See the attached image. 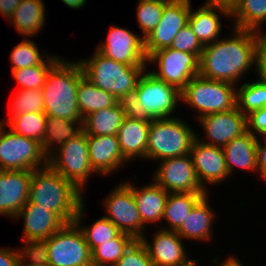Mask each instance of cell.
Here are the masks:
<instances>
[{
  "instance_id": "e0dca14e",
  "label": "cell",
  "mask_w": 266,
  "mask_h": 266,
  "mask_svg": "<svg viewBox=\"0 0 266 266\" xmlns=\"http://www.w3.org/2000/svg\"><path fill=\"white\" fill-rule=\"evenodd\" d=\"M198 137L192 144L190 156L197 179L201 186L207 190L205 183L217 185L227 179L229 173L226 168L223 149L205 144Z\"/></svg>"
},
{
  "instance_id": "2e32d148",
  "label": "cell",
  "mask_w": 266,
  "mask_h": 266,
  "mask_svg": "<svg viewBox=\"0 0 266 266\" xmlns=\"http://www.w3.org/2000/svg\"><path fill=\"white\" fill-rule=\"evenodd\" d=\"M209 141L201 142L223 148L235 137L247 131L246 115L237 106L231 110L208 114L199 118Z\"/></svg>"
},
{
  "instance_id": "db71d44e",
  "label": "cell",
  "mask_w": 266,
  "mask_h": 266,
  "mask_svg": "<svg viewBox=\"0 0 266 266\" xmlns=\"http://www.w3.org/2000/svg\"><path fill=\"white\" fill-rule=\"evenodd\" d=\"M88 266H99V265H95V264H90V265H88Z\"/></svg>"
},
{
  "instance_id": "603a6c76",
  "label": "cell",
  "mask_w": 266,
  "mask_h": 266,
  "mask_svg": "<svg viewBox=\"0 0 266 266\" xmlns=\"http://www.w3.org/2000/svg\"><path fill=\"white\" fill-rule=\"evenodd\" d=\"M150 122H141L125 117L117 137L123 157L128 161L141 157L146 159Z\"/></svg>"
},
{
  "instance_id": "816d5d0a",
  "label": "cell",
  "mask_w": 266,
  "mask_h": 266,
  "mask_svg": "<svg viewBox=\"0 0 266 266\" xmlns=\"http://www.w3.org/2000/svg\"><path fill=\"white\" fill-rule=\"evenodd\" d=\"M16 266H29V265H27V264H24V263H22L20 260H19V262L17 263V265Z\"/></svg>"
},
{
  "instance_id": "c3c4849f",
  "label": "cell",
  "mask_w": 266,
  "mask_h": 266,
  "mask_svg": "<svg viewBox=\"0 0 266 266\" xmlns=\"http://www.w3.org/2000/svg\"><path fill=\"white\" fill-rule=\"evenodd\" d=\"M20 2L21 0H0V13L9 20Z\"/></svg>"
},
{
  "instance_id": "7402d4cb",
  "label": "cell",
  "mask_w": 266,
  "mask_h": 266,
  "mask_svg": "<svg viewBox=\"0 0 266 266\" xmlns=\"http://www.w3.org/2000/svg\"><path fill=\"white\" fill-rule=\"evenodd\" d=\"M89 160L96 174L108 175L127 161L120 150L117 135H87Z\"/></svg>"
},
{
  "instance_id": "44dd1931",
  "label": "cell",
  "mask_w": 266,
  "mask_h": 266,
  "mask_svg": "<svg viewBox=\"0 0 266 266\" xmlns=\"http://www.w3.org/2000/svg\"><path fill=\"white\" fill-rule=\"evenodd\" d=\"M204 4L196 11L191 10L188 24L200 42L207 45L218 40L220 36L222 22L218 13L231 17V7L224 2L206 1Z\"/></svg>"
},
{
  "instance_id": "7c38bea8",
  "label": "cell",
  "mask_w": 266,
  "mask_h": 266,
  "mask_svg": "<svg viewBox=\"0 0 266 266\" xmlns=\"http://www.w3.org/2000/svg\"><path fill=\"white\" fill-rule=\"evenodd\" d=\"M105 215L121 232L135 239H142L144 225L139 216L138 208L132 192L131 183L118 184L105 199Z\"/></svg>"
},
{
  "instance_id": "8fae6325",
  "label": "cell",
  "mask_w": 266,
  "mask_h": 266,
  "mask_svg": "<svg viewBox=\"0 0 266 266\" xmlns=\"http://www.w3.org/2000/svg\"><path fill=\"white\" fill-rule=\"evenodd\" d=\"M147 62L155 63L158 71H150L155 77L175 86L181 91L188 82L199 75V58L188 52L164 48L154 52Z\"/></svg>"
},
{
  "instance_id": "f5cc1de1",
  "label": "cell",
  "mask_w": 266,
  "mask_h": 266,
  "mask_svg": "<svg viewBox=\"0 0 266 266\" xmlns=\"http://www.w3.org/2000/svg\"><path fill=\"white\" fill-rule=\"evenodd\" d=\"M198 262V260H194L189 266H197L195 265Z\"/></svg>"
},
{
  "instance_id": "484cf974",
  "label": "cell",
  "mask_w": 266,
  "mask_h": 266,
  "mask_svg": "<svg viewBox=\"0 0 266 266\" xmlns=\"http://www.w3.org/2000/svg\"><path fill=\"white\" fill-rule=\"evenodd\" d=\"M142 188L132 185V192L137 204L139 216L143 225L147 223L160 222L168 198V192L155 181Z\"/></svg>"
},
{
  "instance_id": "d6986e66",
  "label": "cell",
  "mask_w": 266,
  "mask_h": 266,
  "mask_svg": "<svg viewBox=\"0 0 266 266\" xmlns=\"http://www.w3.org/2000/svg\"><path fill=\"white\" fill-rule=\"evenodd\" d=\"M154 234L152 244L146 237L141 240L155 266H189L194 261L187 258L182 238L176 231L161 228Z\"/></svg>"
},
{
  "instance_id": "8992f818",
  "label": "cell",
  "mask_w": 266,
  "mask_h": 266,
  "mask_svg": "<svg viewBox=\"0 0 266 266\" xmlns=\"http://www.w3.org/2000/svg\"><path fill=\"white\" fill-rule=\"evenodd\" d=\"M197 138L185 121L178 117L153 119L148 131L146 159L164 160L190 154Z\"/></svg>"
},
{
  "instance_id": "f1b7e54d",
  "label": "cell",
  "mask_w": 266,
  "mask_h": 266,
  "mask_svg": "<svg viewBox=\"0 0 266 266\" xmlns=\"http://www.w3.org/2000/svg\"><path fill=\"white\" fill-rule=\"evenodd\" d=\"M125 117L126 115L118 103L97 110L83 118V132L86 135H117Z\"/></svg>"
},
{
  "instance_id": "4dcf8cb0",
  "label": "cell",
  "mask_w": 266,
  "mask_h": 266,
  "mask_svg": "<svg viewBox=\"0 0 266 266\" xmlns=\"http://www.w3.org/2000/svg\"><path fill=\"white\" fill-rule=\"evenodd\" d=\"M118 99L83 77L77 89V105L82 119L92 112L114 106Z\"/></svg>"
},
{
  "instance_id": "8d00e7d4",
  "label": "cell",
  "mask_w": 266,
  "mask_h": 266,
  "mask_svg": "<svg viewBox=\"0 0 266 266\" xmlns=\"http://www.w3.org/2000/svg\"><path fill=\"white\" fill-rule=\"evenodd\" d=\"M236 106L244 114L266 107V82L244 83L236 91Z\"/></svg>"
},
{
  "instance_id": "74e56055",
  "label": "cell",
  "mask_w": 266,
  "mask_h": 266,
  "mask_svg": "<svg viewBox=\"0 0 266 266\" xmlns=\"http://www.w3.org/2000/svg\"><path fill=\"white\" fill-rule=\"evenodd\" d=\"M12 100L11 108H9L10 116L6 121L26 113L44 112V96L42 90L19 89Z\"/></svg>"
},
{
  "instance_id": "277c9868",
  "label": "cell",
  "mask_w": 266,
  "mask_h": 266,
  "mask_svg": "<svg viewBox=\"0 0 266 266\" xmlns=\"http://www.w3.org/2000/svg\"><path fill=\"white\" fill-rule=\"evenodd\" d=\"M84 77L79 62L58 60L49 70L42 90L44 113L60 119L83 120L77 105V89Z\"/></svg>"
},
{
  "instance_id": "ba28073f",
  "label": "cell",
  "mask_w": 266,
  "mask_h": 266,
  "mask_svg": "<svg viewBox=\"0 0 266 266\" xmlns=\"http://www.w3.org/2000/svg\"><path fill=\"white\" fill-rule=\"evenodd\" d=\"M48 165L82 192L94 170L89 160L87 135L82 131L48 157Z\"/></svg>"
},
{
  "instance_id": "30bf717a",
  "label": "cell",
  "mask_w": 266,
  "mask_h": 266,
  "mask_svg": "<svg viewBox=\"0 0 266 266\" xmlns=\"http://www.w3.org/2000/svg\"><path fill=\"white\" fill-rule=\"evenodd\" d=\"M49 266H88L92 264L91 250L78 226L65 224L46 239Z\"/></svg>"
},
{
  "instance_id": "d590c367",
  "label": "cell",
  "mask_w": 266,
  "mask_h": 266,
  "mask_svg": "<svg viewBox=\"0 0 266 266\" xmlns=\"http://www.w3.org/2000/svg\"><path fill=\"white\" fill-rule=\"evenodd\" d=\"M60 59L58 56H46L40 65L12 70V76L20 85L21 90H41L50 68Z\"/></svg>"
},
{
  "instance_id": "d4e9b609",
  "label": "cell",
  "mask_w": 266,
  "mask_h": 266,
  "mask_svg": "<svg viewBox=\"0 0 266 266\" xmlns=\"http://www.w3.org/2000/svg\"><path fill=\"white\" fill-rule=\"evenodd\" d=\"M208 195L207 193L196 203L189 216L176 230L182 239H197L198 241L211 239L213 217L216 214H213V209L208 204Z\"/></svg>"
},
{
  "instance_id": "5b68a950",
  "label": "cell",
  "mask_w": 266,
  "mask_h": 266,
  "mask_svg": "<svg viewBox=\"0 0 266 266\" xmlns=\"http://www.w3.org/2000/svg\"><path fill=\"white\" fill-rule=\"evenodd\" d=\"M84 77L117 99L134 91L146 65H126L105 57L98 50L93 57L79 61Z\"/></svg>"
},
{
  "instance_id": "9a60e30c",
  "label": "cell",
  "mask_w": 266,
  "mask_h": 266,
  "mask_svg": "<svg viewBox=\"0 0 266 266\" xmlns=\"http://www.w3.org/2000/svg\"><path fill=\"white\" fill-rule=\"evenodd\" d=\"M98 50L105 57L126 65H147L144 38L122 27L111 26Z\"/></svg>"
},
{
  "instance_id": "e575fe53",
  "label": "cell",
  "mask_w": 266,
  "mask_h": 266,
  "mask_svg": "<svg viewBox=\"0 0 266 266\" xmlns=\"http://www.w3.org/2000/svg\"><path fill=\"white\" fill-rule=\"evenodd\" d=\"M47 115L44 112L26 113L11 118L9 121H1L3 125H8L9 130L27 138L37 140L42 143L45 134Z\"/></svg>"
},
{
  "instance_id": "60d3db41",
  "label": "cell",
  "mask_w": 266,
  "mask_h": 266,
  "mask_svg": "<svg viewBox=\"0 0 266 266\" xmlns=\"http://www.w3.org/2000/svg\"><path fill=\"white\" fill-rule=\"evenodd\" d=\"M19 251V260L29 266H49L46 239L26 240ZM28 262H26V261Z\"/></svg>"
},
{
  "instance_id": "7a4b0ae2",
  "label": "cell",
  "mask_w": 266,
  "mask_h": 266,
  "mask_svg": "<svg viewBox=\"0 0 266 266\" xmlns=\"http://www.w3.org/2000/svg\"><path fill=\"white\" fill-rule=\"evenodd\" d=\"M181 91L175 86L158 79L150 72H143L136 89L118 99L126 117L151 122L153 119L168 118L175 110Z\"/></svg>"
},
{
  "instance_id": "d6a6232c",
  "label": "cell",
  "mask_w": 266,
  "mask_h": 266,
  "mask_svg": "<svg viewBox=\"0 0 266 266\" xmlns=\"http://www.w3.org/2000/svg\"><path fill=\"white\" fill-rule=\"evenodd\" d=\"M84 202L78 208L74 218V223L83 233V236L91 250V252L100 244L107 242L110 239L116 238L121 231L105 216L97 219L92 225L82 226L81 219L84 215Z\"/></svg>"
},
{
  "instance_id": "4fadbf2b",
  "label": "cell",
  "mask_w": 266,
  "mask_h": 266,
  "mask_svg": "<svg viewBox=\"0 0 266 266\" xmlns=\"http://www.w3.org/2000/svg\"><path fill=\"white\" fill-rule=\"evenodd\" d=\"M191 9L190 0H168L164 4L159 24L144 38L147 58L154 52L171 46L179 30L188 24Z\"/></svg>"
},
{
  "instance_id": "bcb514c9",
  "label": "cell",
  "mask_w": 266,
  "mask_h": 266,
  "mask_svg": "<svg viewBox=\"0 0 266 266\" xmlns=\"http://www.w3.org/2000/svg\"><path fill=\"white\" fill-rule=\"evenodd\" d=\"M264 145L257 139L256 152H257V168L260 176L266 182V140L262 138Z\"/></svg>"
},
{
  "instance_id": "b9f144b4",
  "label": "cell",
  "mask_w": 266,
  "mask_h": 266,
  "mask_svg": "<svg viewBox=\"0 0 266 266\" xmlns=\"http://www.w3.org/2000/svg\"><path fill=\"white\" fill-rule=\"evenodd\" d=\"M114 266H155L141 239H136Z\"/></svg>"
},
{
  "instance_id": "4316f807",
  "label": "cell",
  "mask_w": 266,
  "mask_h": 266,
  "mask_svg": "<svg viewBox=\"0 0 266 266\" xmlns=\"http://www.w3.org/2000/svg\"><path fill=\"white\" fill-rule=\"evenodd\" d=\"M45 12L43 0H21L9 21L22 37H33L45 24Z\"/></svg>"
},
{
  "instance_id": "1f68e13d",
  "label": "cell",
  "mask_w": 266,
  "mask_h": 266,
  "mask_svg": "<svg viewBox=\"0 0 266 266\" xmlns=\"http://www.w3.org/2000/svg\"><path fill=\"white\" fill-rule=\"evenodd\" d=\"M207 193H169L162 220H166L169 228L176 231L189 216L196 203Z\"/></svg>"
},
{
  "instance_id": "7dc6e473",
  "label": "cell",
  "mask_w": 266,
  "mask_h": 266,
  "mask_svg": "<svg viewBox=\"0 0 266 266\" xmlns=\"http://www.w3.org/2000/svg\"><path fill=\"white\" fill-rule=\"evenodd\" d=\"M19 262V251L0 248V266H16Z\"/></svg>"
},
{
  "instance_id": "836d02e7",
  "label": "cell",
  "mask_w": 266,
  "mask_h": 266,
  "mask_svg": "<svg viewBox=\"0 0 266 266\" xmlns=\"http://www.w3.org/2000/svg\"><path fill=\"white\" fill-rule=\"evenodd\" d=\"M136 239L121 232L116 238L98 245L92 252V264L114 266Z\"/></svg>"
},
{
  "instance_id": "cb8c5ba5",
  "label": "cell",
  "mask_w": 266,
  "mask_h": 266,
  "mask_svg": "<svg viewBox=\"0 0 266 266\" xmlns=\"http://www.w3.org/2000/svg\"><path fill=\"white\" fill-rule=\"evenodd\" d=\"M258 138V136H254L246 131L222 148L229 176L233 174L232 172L235 167L247 169V171H258L256 152Z\"/></svg>"
},
{
  "instance_id": "6da1fadb",
  "label": "cell",
  "mask_w": 266,
  "mask_h": 266,
  "mask_svg": "<svg viewBox=\"0 0 266 266\" xmlns=\"http://www.w3.org/2000/svg\"><path fill=\"white\" fill-rule=\"evenodd\" d=\"M231 37L204 45L200 76L237 86L239 78L255 65V31L235 28Z\"/></svg>"
},
{
  "instance_id": "f907efd6",
  "label": "cell",
  "mask_w": 266,
  "mask_h": 266,
  "mask_svg": "<svg viewBox=\"0 0 266 266\" xmlns=\"http://www.w3.org/2000/svg\"><path fill=\"white\" fill-rule=\"evenodd\" d=\"M64 4H66L68 7L73 9L82 8L86 4V0H61Z\"/></svg>"
},
{
  "instance_id": "3957f363",
  "label": "cell",
  "mask_w": 266,
  "mask_h": 266,
  "mask_svg": "<svg viewBox=\"0 0 266 266\" xmlns=\"http://www.w3.org/2000/svg\"><path fill=\"white\" fill-rule=\"evenodd\" d=\"M83 194L49 165L32 171L28 202L55 212L66 224L74 222Z\"/></svg>"
},
{
  "instance_id": "83f0119b",
  "label": "cell",
  "mask_w": 266,
  "mask_h": 266,
  "mask_svg": "<svg viewBox=\"0 0 266 266\" xmlns=\"http://www.w3.org/2000/svg\"><path fill=\"white\" fill-rule=\"evenodd\" d=\"M82 121L83 120H69L47 116L45 134L41 143L44 154L49 157L52 154V151L54 152L67 140L79 135L83 131ZM54 143L59 145L57 146Z\"/></svg>"
},
{
  "instance_id": "f6af8a7d",
  "label": "cell",
  "mask_w": 266,
  "mask_h": 266,
  "mask_svg": "<svg viewBox=\"0 0 266 266\" xmlns=\"http://www.w3.org/2000/svg\"><path fill=\"white\" fill-rule=\"evenodd\" d=\"M246 124L249 133L254 136L262 135V138H264L266 136V107L246 115Z\"/></svg>"
},
{
  "instance_id": "ac0fdd59",
  "label": "cell",
  "mask_w": 266,
  "mask_h": 266,
  "mask_svg": "<svg viewBox=\"0 0 266 266\" xmlns=\"http://www.w3.org/2000/svg\"><path fill=\"white\" fill-rule=\"evenodd\" d=\"M31 170H0V215L10 218L28 201Z\"/></svg>"
},
{
  "instance_id": "52a82bcc",
  "label": "cell",
  "mask_w": 266,
  "mask_h": 266,
  "mask_svg": "<svg viewBox=\"0 0 266 266\" xmlns=\"http://www.w3.org/2000/svg\"><path fill=\"white\" fill-rule=\"evenodd\" d=\"M235 86L228 82L206 79L197 75L181 90L180 101L189 107H194L199 112V119L208 114L235 108L237 99Z\"/></svg>"
},
{
  "instance_id": "f35d334b",
  "label": "cell",
  "mask_w": 266,
  "mask_h": 266,
  "mask_svg": "<svg viewBox=\"0 0 266 266\" xmlns=\"http://www.w3.org/2000/svg\"><path fill=\"white\" fill-rule=\"evenodd\" d=\"M168 0H139L137 7V19L142 30V37L145 38L159 24Z\"/></svg>"
},
{
  "instance_id": "7bdbcfd3",
  "label": "cell",
  "mask_w": 266,
  "mask_h": 266,
  "mask_svg": "<svg viewBox=\"0 0 266 266\" xmlns=\"http://www.w3.org/2000/svg\"><path fill=\"white\" fill-rule=\"evenodd\" d=\"M170 48L182 52L193 53L199 58L204 49V45L193 33L189 24H186L183 28L179 30Z\"/></svg>"
},
{
  "instance_id": "ffe728a7",
  "label": "cell",
  "mask_w": 266,
  "mask_h": 266,
  "mask_svg": "<svg viewBox=\"0 0 266 266\" xmlns=\"http://www.w3.org/2000/svg\"><path fill=\"white\" fill-rule=\"evenodd\" d=\"M19 217L24 219L23 241L48 239L66 224L55 212L28 201L14 219Z\"/></svg>"
},
{
  "instance_id": "9c48e42d",
  "label": "cell",
  "mask_w": 266,
  "mask_h": 266,
  "mask_svg": "<svg viewBox=\"0 0 266 266\" xmlns=\"http://www.w3.org/2000/svg\"><path fill=\"white\" fill-rule=\"evenodd\" d=\"M0 127V170H37L48 165L41 143Z\"/></svg>"
},
{
  "instance_id": "f546056e",
  "label": "cell",
  "mask_w": 266,
  "mask_h": 266,
  "mask_svg": "<svg viewBox=\"0 0 266 266\" xmlns=\"http://www.w3.org/2000/svg\"><path fill=\"white\" fill-rule=\"evenodd\" d=\"M231 17L234 28L258 31L266 23V0H232Z\"/></svg>"
},
{
  "instance_id": "ab89813d",
  "label": "cell",
  "mask_w": 266,
  "mask_h": 266,
  "mask_svg": "<svg viewBox=\"0 0 266 266\" xmlns=\"http://www.w3.org/2000/svg\"><path fill=\"white\" fill-rule=\"evenodd\" d=\"M39 53L34 41L25 37L21 43L17 44L10 53L12 70L28 68L34 65H40L45 59Z\"/></svg>"
},
{
  "instance_id": "5bb4252c",
  "label": "cell",
  "mask_w": 266,
  "mask_h": 266,
  "mask_svg": "<svg viewBox=\"0 0 266 266\" xmlns=\"http://www.w3.org/2000/svg\"><path fill=\"white\" fill-rule=\"evenodd\" d=\"M153 181L168 193H208L197 179L190 154L161 160Z\"/></svg>"
},
{
  "instance_id": "ee69618b",
  "label": "cell",
  "mask_w": 266,
  "mask_h": 266,
  "mask_svg": "<svg viewBox=\"0 0 266 266\" xmlns=\"http://www.w3.org/2000/svg\"><path fill=\"white\" fill-rule=\"evenodd\" d=\"M255 69L258 80L266 82V32L255 31Z\"/></svg>"
},
{
  "instance_id": "681fc988",
  "label": "cell",
  "mask_w": 266,
  "mask_h": 266,
  "mask_svg": "<svg viewBox=\"0 0 266 266\" xmlns=\"http://www.w3.org/2000/svg\"><path fill=\"white\" fill-rule=\"evenodd\" d=\"M238 258H235L234 256L227 257L225 261L219 262L217 258L213 260L215 264H219L218 266H243L240 261H238Z\"/></svg>"
}]
</instances>
